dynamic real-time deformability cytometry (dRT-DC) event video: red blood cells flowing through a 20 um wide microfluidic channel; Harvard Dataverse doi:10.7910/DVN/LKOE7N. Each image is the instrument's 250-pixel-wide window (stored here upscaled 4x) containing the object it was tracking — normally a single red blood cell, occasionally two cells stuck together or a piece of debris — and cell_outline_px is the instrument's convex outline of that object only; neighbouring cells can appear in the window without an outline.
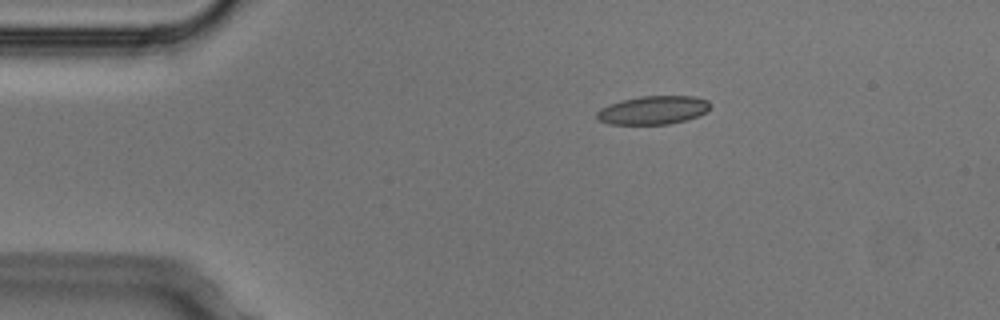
{"species": "Egyptian fruit bat (a non-hibernating species)", "species_latin": "Rousettus aegyptiacus", "temperature_condition": "cold", "stored_images_in_passage": 2, "camera_frame_rate_fps": 3000, "um_per_image_px": 0.085, "animal": {"sex": "male"}, "frame": {"image": 1, "passage_image": 1, "time_ms": 0.0, "image_size_px": [1000, 320], "cell_outline_px": [[712, 104], [708, 112], [700, 116], [688, 120], [668, 124], [608, 124], [600, 120], [596, 116], [596, 112], [600, 108], [620, 100], [640, 96], [696, 96], [708, 100]], "centroid_in_image_um": [55.57, 9.36], "position_along_channel_um": 29.4, "area_um2": 19.13}}